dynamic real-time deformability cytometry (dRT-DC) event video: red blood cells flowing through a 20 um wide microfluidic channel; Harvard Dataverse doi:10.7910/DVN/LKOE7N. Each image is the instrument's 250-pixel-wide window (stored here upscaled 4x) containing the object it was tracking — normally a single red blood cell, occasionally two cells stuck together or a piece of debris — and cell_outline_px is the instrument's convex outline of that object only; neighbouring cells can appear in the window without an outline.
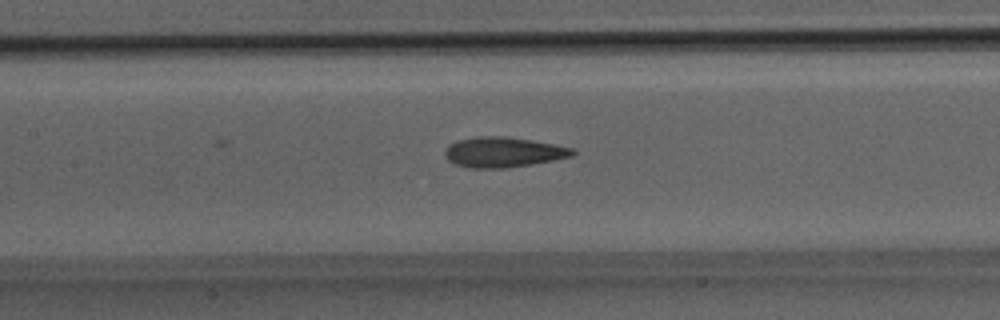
{"species": "Egyptian fruit bat (a non-hibernating species)", "species_latin": "Rousettus aegyptiacus", "temperature_condition": "room temperature", "stored_images_in_passage": 17, "camera_frame_rate_fps": 3000, "um_per_image_px": 0.085, "animal": {"sex": "male"}, "frame": {"image": 1, "passage_image": 12, "time_ms": 3.667, "image_size_px": [1000, 320], "cell_outline_px": [[576, 152], [572, 156], [552, 160], [504, 168], [468, 168], [456, 164], [448, 160], [444, 152], [448, 144], [456, 140], [476, 136], [504, 136], [532, 140], [572, 148]], "centroid_in_image_um": [42.72, 12.92], "position_along_channel_um": 164.7, "area_um2": 22.31}}